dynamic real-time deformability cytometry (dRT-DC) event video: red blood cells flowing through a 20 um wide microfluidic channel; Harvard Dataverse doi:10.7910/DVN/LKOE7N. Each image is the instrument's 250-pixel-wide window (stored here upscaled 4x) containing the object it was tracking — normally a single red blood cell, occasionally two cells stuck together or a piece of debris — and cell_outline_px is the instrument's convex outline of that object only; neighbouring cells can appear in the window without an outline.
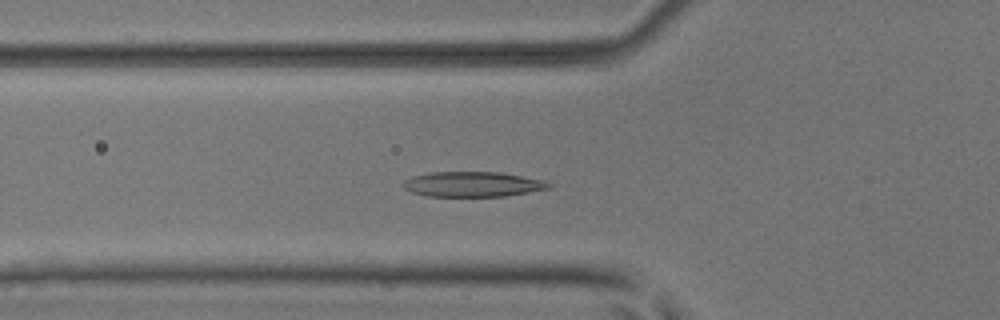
{"species": "common noctule bat (a hibernating species)", "species_latin": "Nyctalus noctula", "temperature_condition": "room temperature", "stored_images_in_passage": 50, "camera_frame_rate_fps": 3000, "um_per_image_px": 0.085, "animal": {"sex": "male", "body_mass_g": 17.9, "forearm_length_mm": 54.2}, "frame": {"image": 1, "passage_image": 17, "time_ms": 5.333, "image_size_px": [1000, 320], "cell_outline_px": [[552, 188], [504, 196], [424, 196], [412, 192], [404, 188], [400, 184], [404, 180], [412, 176], [432, 172], [500, 172], [544, 180], [552, 184]], "centroid_in_image_um": [40.16, 15.66], "position_along_channel_um": 85.6, "area_um2": 21.39}}
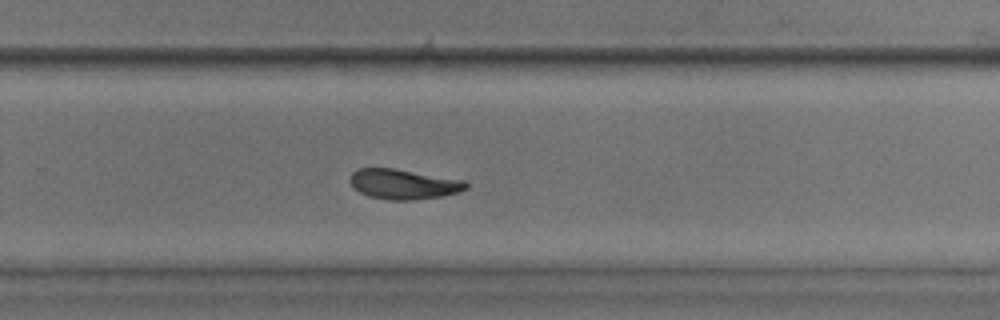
{"frame": {"image": 2, "passage_image": 33, "time_ms": 10.667, "image_size_px": [1000, 320], "cell_outline_px": [[468, 188], [456, 192], [440, 196], [412, 200], [388, 200], [368, 196], [360, 192], [352, 184], [352, 172], [360, 168], [392, 168], [464, 180], [468, 184]], "centroid_in_image_um": [34.31, 15.65], "position_along_channel_um": 295.5, "area_um2": 19.88}}
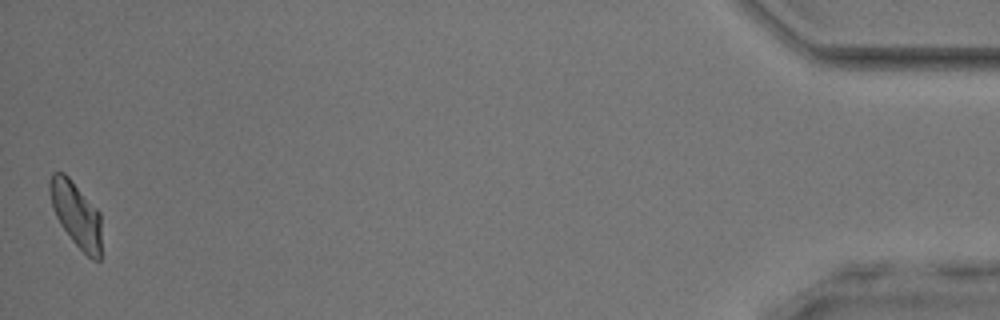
{"frame": {"image": 3, "passage_image": 50, "time_ms": 16.333, "image_size_px": [1000, 320], "cell_outline_px": [[100, 260], [92, 260], [72, 240], [60, 224], [52, 208], [48, 192], [48, 180], [52, 172], [64, 172], [68, 176], [100, 212]], "centroid_in_image_um": [6.43, 18.18], "position_along_channel_um": 428.8, "area_um2": 19.65}, "authors_computed_cell_mechanics": {"area_um2": 20.8947, "velocity_mm_per_s": 3.9426, "shape_relaxation_time_tau1_ms": 5.7479, "shape_relaxation_time_tau2_ms": 3.8362, "deformation_change_tau1": 0.1783, "deformation_change_tau2": 0.1026}}